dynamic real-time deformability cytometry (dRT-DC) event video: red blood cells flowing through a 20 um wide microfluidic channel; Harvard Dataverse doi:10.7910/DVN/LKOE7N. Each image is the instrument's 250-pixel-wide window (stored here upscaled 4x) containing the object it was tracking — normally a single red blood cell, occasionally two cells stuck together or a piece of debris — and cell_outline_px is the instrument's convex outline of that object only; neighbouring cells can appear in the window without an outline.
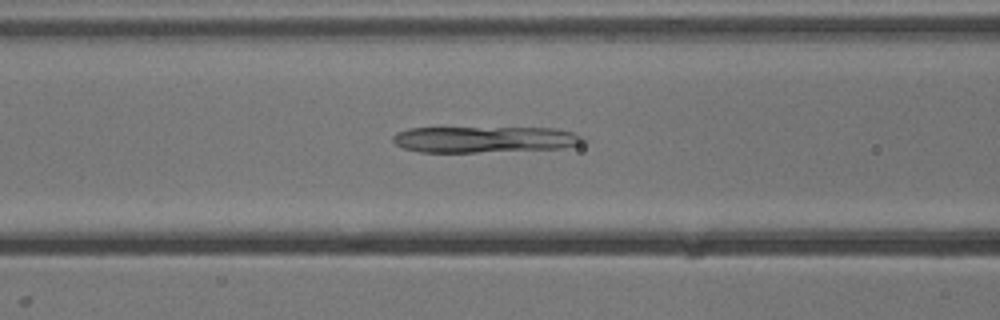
{"species": "common noctule bat (a hibernating species)", "species_latin": "Nyctalus noctula", "temperature_condition": "cold", "stored_images_in_passage": 42, "camera_frame_rate_fps": 3000, "um_per_image_px": 0.085, "animal": {"sex": "male", "body_mass_g": 13.3}, "frame": {"image": 1, "passage_image": 16, "time_ms": 5.0, "image_size_px": [1000, 320], "cell_outline_px": [[584, 140], [580, 144], [560, 148], [476, 152], [420, 152], [404, 148], [396, 144], [392, 140], [392, 136], [396, 132], [408, 128], [556, 128], [572, 132], [580, 136]], "centroid_in_image_um": [41.12, 11.84], "position_along_channel_um": 125.5, "area_um2": 28.84}}
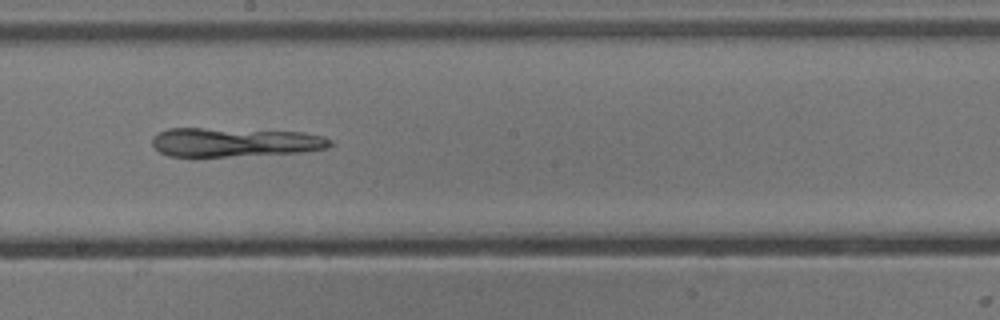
{"frame": {"image": 2, "passage_image": 24, "time_ms": 7.667, "image_size_px": [1000, 320], "cell_outline_px": [[336, 144], [328, 148], [296, 152], [228, 156], [168, 156], [160, 152], [152, 144], [152, 140], [160, 132], [168, 128], [204, 128], [304, 132], [324, 136], [332, 140]], "centroid_in_image_um": [20.0, 12.08], "position_along_channel_um": 228.2, "area_um2": 29.82}}
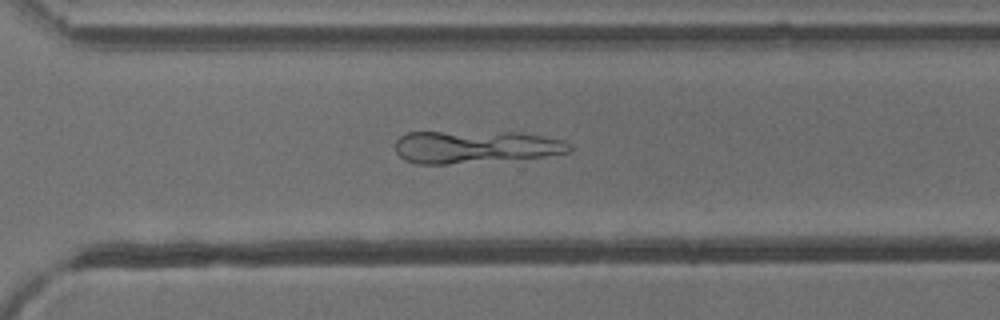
{"frame": {"image": 3, "passage_image": 32, "time_ms": 10.333, "image_size_px": [1000, 320], "cell_outline_px": [[572, 148], [568, 152], [544, 156], [448, 164], [416, 164], [404, 160], [396, 152], [396, 140], [400, 136], [408, 132], [520, 132], [564, 140], [572, 144]], "centroid_in_image_um": [40.38, 12.48], "position_along_channel_um": 330.2, "area_um2": 33.0}}